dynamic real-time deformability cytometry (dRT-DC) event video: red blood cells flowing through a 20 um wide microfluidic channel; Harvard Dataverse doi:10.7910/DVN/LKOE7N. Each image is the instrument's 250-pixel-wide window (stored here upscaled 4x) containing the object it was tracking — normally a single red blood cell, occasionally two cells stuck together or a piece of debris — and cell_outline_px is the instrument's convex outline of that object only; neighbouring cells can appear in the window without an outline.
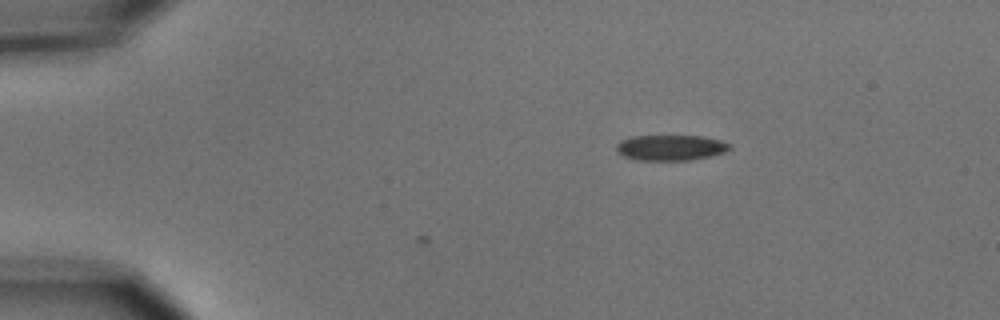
{"species": "common noctule bat (a hibernating species)", "species_latin": "Nyctalus noctula", "temperature_condition": "cold", "stored_images_in_passage": 3, "camera_frame_rate_fps": 3000, "um_per_image_px": 0.085, "animal": {"sex": "male", "body_mass_g": 15.6}, "frame": {"image": 1, "passage_image": 1, "time_ms": 0.0, "image_size_px": [1000, 320], "cell_outline_px": [[732, 148], [724, 152], [712, 156], [688, 160], [640, 160], [624, 156], [616, 148], [616, 144], [620, 140], [636, 136], [700, 136], [720, 140], [732, 144]], "centroid_in_image_um": [57.05, 12.55], "position_along_channel_um": 27.9, "area_um2": 16.76}}